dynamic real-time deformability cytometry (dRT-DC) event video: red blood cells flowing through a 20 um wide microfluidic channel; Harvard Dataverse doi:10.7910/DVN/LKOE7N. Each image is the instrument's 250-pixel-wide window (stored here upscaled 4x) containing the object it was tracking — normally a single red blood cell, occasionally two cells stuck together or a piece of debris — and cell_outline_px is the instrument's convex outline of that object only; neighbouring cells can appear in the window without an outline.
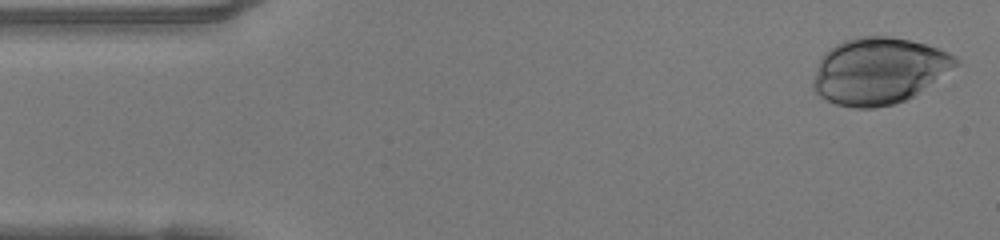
{"species": "human", "species_latin": "Homo sapiens", "temperature_condition": "warm", "stored_images_in_passage": 47, "camera_frame_rate_fps": 3000, "um_per_image_px": 0.085, "donor": {"sex": "female"}, "frame": {"image": 1, "passage_image": 1, "time_ms": 0.0, "image_size_px": [1000, 240], "cell_outline_px": [[960, 64], [908, 100], [892, 104], [872, 108], [856, 108], [836, 104], [820, 96], [812, 88], [812, 80], [816, 64], [820, 56], [824, 52], [836, 44], [844, 40], [860, 36], [892, 36], [924, 44], [948, 52], [956, 56], [960, 60]], "centroid_in_image_um": [74.68, 6.02], "position_along_channel_um": 10.3, "area_um2": 55.55}}
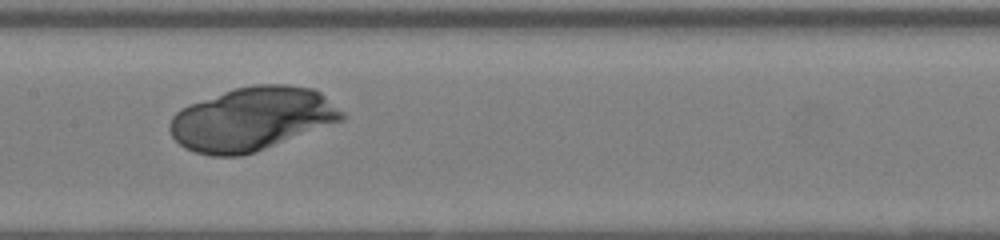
{"frame": {"image": 2, "passage_image": 22, "time_ms": 7.0, "image_size_px": [1000, 240], "cell_outline_px": [[348, 116], [344, 120], [264, 148], [240, 156], [212, 156], [196, 152], [184, 148], [172, 136], [168, 128], [168, 124], [172, 116], [180, 108], [232, 88], [252, 84], [288, 84], [312, 88], [320, 92], [344, 112]], "centroid_in_image_um": [21.4, 10.09], "position_along_channel_um": 186.0, "area_um2": 63.58}}
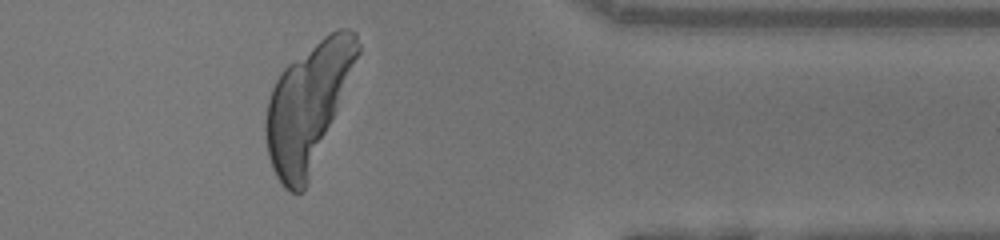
{"frame": {"image": 3, "passage_image": 38, "time_ms": 12.333, "image_size_px": [1000, 240], "cell_outline_px": [[360, 52], [304, 192], [292, 192], [284, 188], [280, 184], [272, 168], [268, 156], [264, 132], [264, 120], [268, 100], [272, 88], [280, 72], [288, 64], [324, 36], [336, 28], [348, 28], [356, 32], [360, 44]], "centroid_in_image_um": [26.14, 9.0], "position_along_channel_um": 385.3, "area_um2": 65.89}}